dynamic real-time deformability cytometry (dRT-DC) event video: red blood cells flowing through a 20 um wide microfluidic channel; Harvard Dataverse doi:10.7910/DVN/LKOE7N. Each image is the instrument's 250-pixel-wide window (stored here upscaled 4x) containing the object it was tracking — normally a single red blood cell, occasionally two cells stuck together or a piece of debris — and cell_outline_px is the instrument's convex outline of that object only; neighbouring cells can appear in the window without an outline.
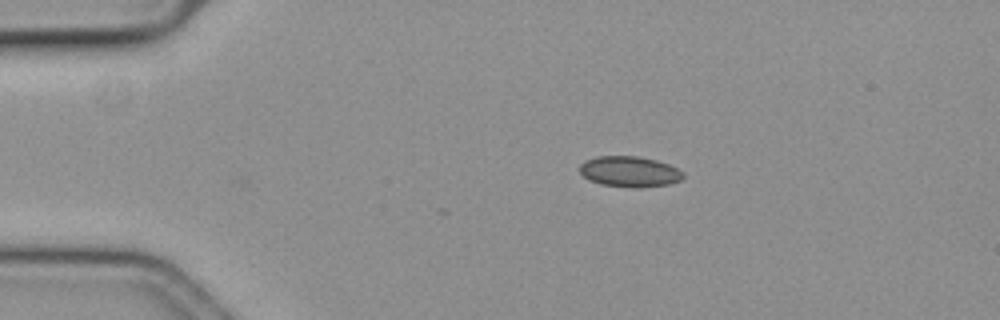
{"species": "common noctule bat (a hibernating species)", "species_latin": "Nyctalus noctula", "temperature_condition": "cold", "stored_images_in_passage": 3, "camera_frame_rate_fps": 3000, "um_per_image_px": 0.085, "animal": {"sex": "female", "body_mass_g": 19.3, "forearm_length_mm": 54.1}, "frame": {"image": 1, "passage_image": 3, "time_ms": 0.667, "image_size_px": [1000, 320], "cell_outline_px": [[684, 176], [680, 180], [668, 184], [636, 188], [600, 184], [588, 180], [580, 172], [580, 164], [584, 160], [596, 156], [636, 156], [656, 160], [668, 164], [684, 172]], "centroid_in_image_um": [53.48, 14.58], "position_along_channel_um": 31.5, "area_um2": 18.5}}